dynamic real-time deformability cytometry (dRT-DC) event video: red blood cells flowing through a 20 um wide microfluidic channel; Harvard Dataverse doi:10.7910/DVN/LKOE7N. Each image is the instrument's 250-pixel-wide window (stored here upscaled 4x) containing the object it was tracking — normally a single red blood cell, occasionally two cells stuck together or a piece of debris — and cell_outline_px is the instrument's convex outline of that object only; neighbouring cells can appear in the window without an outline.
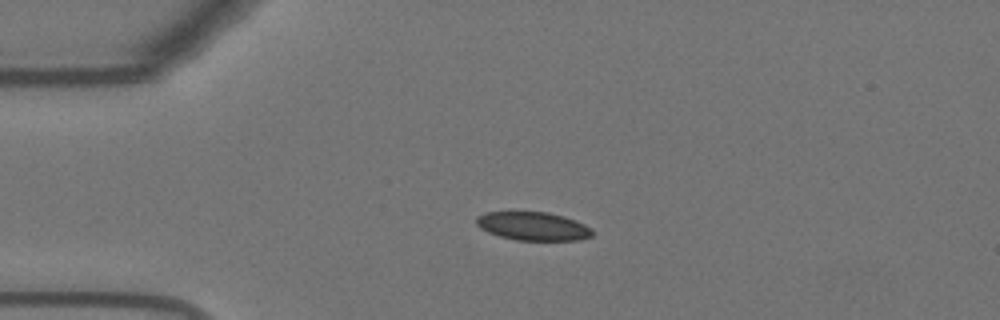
{"species": "Egyptian fruit bat (a non-hibernating species)", "species_latin": "Rousettus aegyptiacus", "temperature_condition": "warm", "stored_images_in_passage": 43, "camera_frame_rate_fps": 3000, "um_per_image_px": 0.085, "animal": {"sex": "female"}, "frame": {"image": 1, "passage_image": 1, "time_ms": 0.0, "image_size_px": [1000, 320], "cell_outline_px": [[592, 236], [580, 240], [516, 240], [500, 236], [488, 232], [480, 228], [476, 224], [476, 216], [484, 212], [548, 212], [564, 216], [576, 220], [592, 228]], "centroid_in_image_um": [45.31, 19.22], "position_along_channel_um": 39.7, "area_um2": 19.31}}
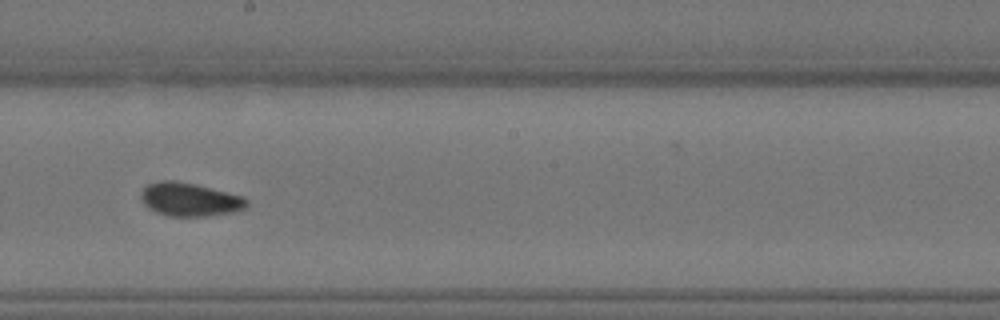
{"frame": {"image": 2, "passage_image": 19, "time_ms": 6.0, "image_size_px": [1000, 320], "cell_outline_px": [[248, 208], [232, 212], [208, 216], [168, 216], [156, 212], [148, 208], [144, 204], [140, 196], [140, 192], [148, 184], [160, 180], [176, 180], [196, 184], [244, 196], [248, 200]], "centroid_in_image_um": [16.14, 16.95], "position_along_channel_um": 232.1, "area_um2": 20.87}}
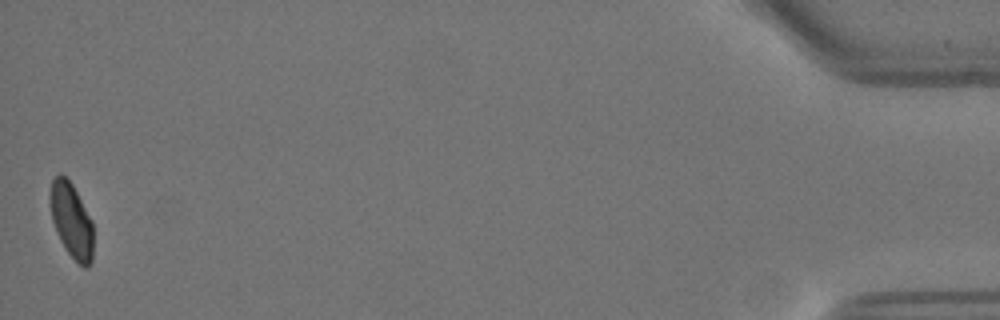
{"frame": {"image": 3, "passage_image": 43, "time_ms": 14.0, "image_size_px": [1000, 320], "cell_outline_px": [[92, 260], [88, 268], [84, 268], [64, 248], [60, 240], [52, 220], [48, 196], [52, 180], [60, 172], [72, 184], [92, 220]], "centroid_in_image_um": [6.05, 18.72], "position_along_channel_um": 429.2, "area_um2": 18.79}, "authors_computed_cell_mechanics": {"area_um2": 20.1722, "velocity_mm_per_s": 3.6602, "shape_relaxation_time_tau1_ms": 10.4472, "shape_relaxation_time_tau2_ms": 2.6645, "deformation_change_tau1": 0.175, "deformation_change_tau2": 0.065}}